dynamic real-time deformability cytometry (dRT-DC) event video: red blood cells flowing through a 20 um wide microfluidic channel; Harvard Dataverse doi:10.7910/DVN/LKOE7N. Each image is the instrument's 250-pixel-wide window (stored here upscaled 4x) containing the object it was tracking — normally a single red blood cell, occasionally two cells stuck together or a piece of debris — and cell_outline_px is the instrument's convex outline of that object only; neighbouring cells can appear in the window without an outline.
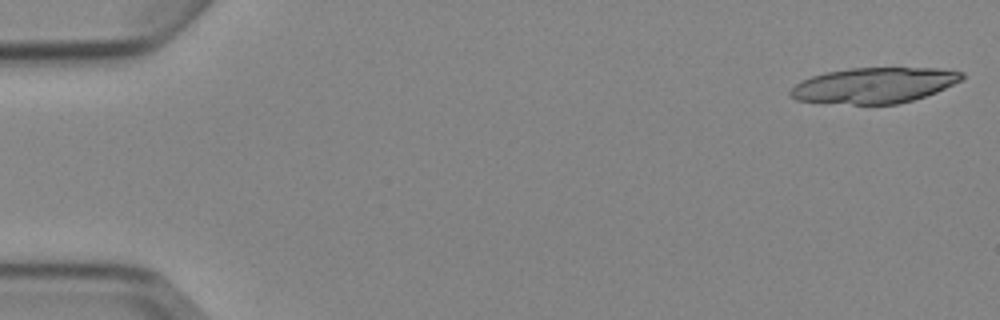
{"species": "Egyptian fruit bat (a non-hibernating species)", "species_latin": "Rousettus aegyptiacus", "temperature_condition": "cold", "stored_images_in_passage": 5, "camera_frame_rate_fps": 3000, "um_per_image_px": 0.085, "animal": {"sex": "female"}, "frame": {"image": 1, "passage_image": 1, "time_ms": 0.0, "image_size_px": [1000, 320], "cell_outline_px": [[964, 80], [936, 92], [912, 100], [896, 104], [852, 104], [796, 100], [788, 96], [788, 92], [800, 80], [824, 72], [848, 68], [936, 68], [964, 72]], "centroid_in_image_um": [74.3, 7.24], "position_along_channel_um": 10.7, "area_um2": 35.66}}